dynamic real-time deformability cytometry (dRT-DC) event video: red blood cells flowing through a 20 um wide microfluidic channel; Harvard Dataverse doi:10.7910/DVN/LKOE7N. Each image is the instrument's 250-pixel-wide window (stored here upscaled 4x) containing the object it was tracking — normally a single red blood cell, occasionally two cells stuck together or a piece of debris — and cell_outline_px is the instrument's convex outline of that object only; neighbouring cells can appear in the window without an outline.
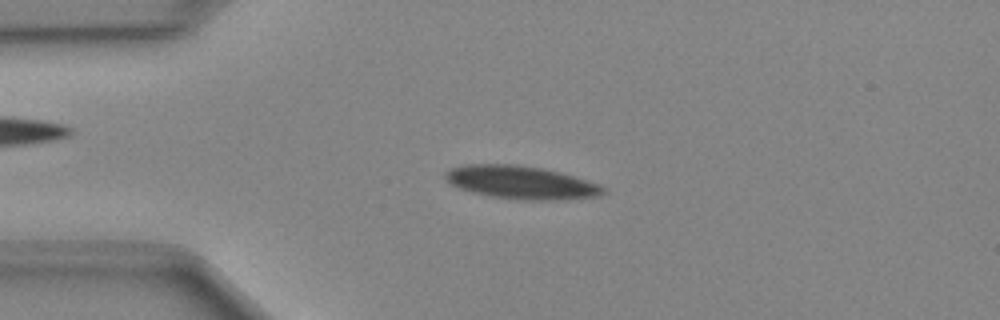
{"species": "Egyptian fruit bat (a non-hibernating species)", "species_latin": "Rousettus aegyptiacus", "temperature_condition": "cold", "stored_images_in_passage": 47, "camera_frame_rate_fps": 3000, "um_per_image_px": 0.085, "animal": {"sex": "female"}, "frame": {"image": 1, "passage_image": 10, "time_ms": 3.0, "image_size_px": [1000, 320], "cell_outline_px": [[608, 192], [596, 196], [548, 200], [516, 200], [488, 196], [472, 192], [460, 188], [452, 184], [444, 176], [444, 172], [452, 168], [464, 164], [516, 164], [540, 168], [572, 176], [608, 188]], "centroid_in_image_um": [44.24, 15.51], "position_along_channel_um": 40.8, "area_um2": 30.11}}
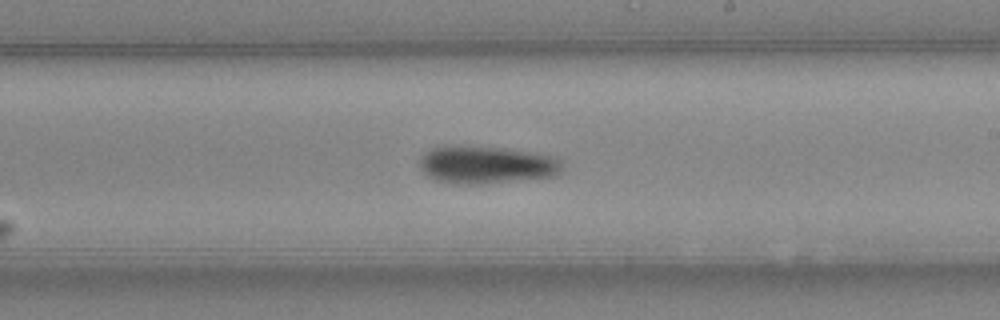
{"frame": {"image": 2, "passage_image": 27, "time_ms": 8.667, "image_size_px": [1000, 320], "cell_outline_px": [[560, 172], [556, 176], [476, 184], [456, 184], [432, 180], [420, 168], [420, 156], [424, 152], [440, 144], [444, 144], [504, 148], [556, 156], [560, 160]], "centroid_in_image_um": [41.26, 13.99], "position_along_channel_um": 247.7, "area_um2": 31.62}}
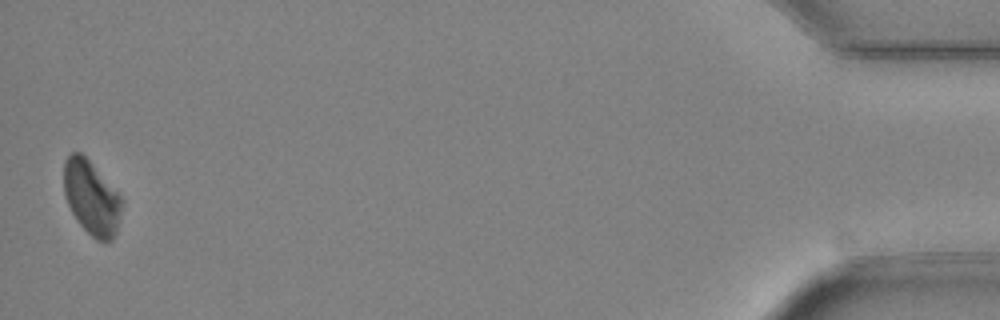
{"frame": {"image": 3, "passage_image": 47, "time_ms": 15.333, "image_size_px": [1000, 320], "cell_outline_px": [[124, 200], [116, 232], [112, 240], [104, 244], [96, 240], [80, 224], [72, 212], [64, 196], [64, 160], [72, 152], [80, 152], [92, 164]], "centroid_in_image_um": [7.78, 16.84], "position_along_channel_um": 427.4, "area_um2": 24.91}}